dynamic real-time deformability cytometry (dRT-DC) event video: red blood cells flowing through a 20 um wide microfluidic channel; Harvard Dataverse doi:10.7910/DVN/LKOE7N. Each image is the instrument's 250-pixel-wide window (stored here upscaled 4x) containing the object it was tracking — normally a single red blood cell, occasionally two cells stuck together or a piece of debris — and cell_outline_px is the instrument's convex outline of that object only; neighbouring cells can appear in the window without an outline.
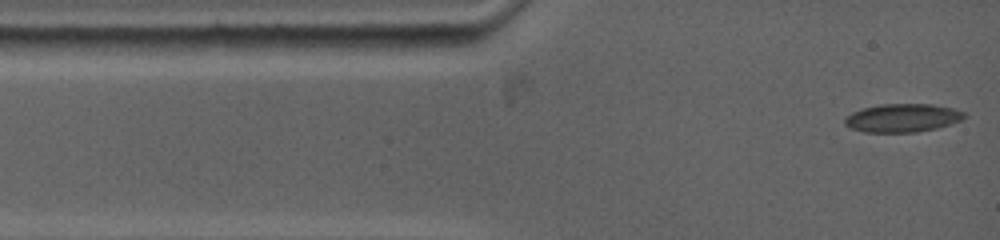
{"species": "common noctule bat (a hibernating species)", "species_latin": "Nyctalus noctula", "temperature_condition": "warm", "stored_images_in_passage": 57, "segment_of_instrument_passage": [1, 2], "camera_frame_rate_fps": 5000, "um_per_image_px": 0.085, "animal": {"sex": "female", "body_mass_g": 19.0, "forearm_length_mm": 53.3}, "frame": {"image": 1, "passage_image": 1, "time_ms": 0.0, "image_size_px": [1000, 240], "cell_outline_px": [[968, 116], [960, 120], [936, 128], [916, 132], [864, 132], [852, 128], [844, 124], [844, 116], [852, 112], [864, 108], [880, 104], [932, 104], [952, 108], [964, 112]], "centroid_in_image_um": [76.69, 10.02], "position_along_channel_um": 8.3, "area_um2": 19.65}}
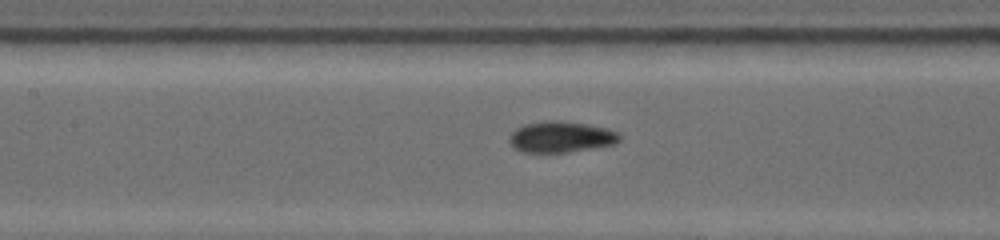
{"frame": {"image": 2, "passage_image": 17, "time_ms": 5.0, "image_size_px": [1000, 240], "cell_outline_px": [[620, 140], [616, 144], [568, 152], [524, 152], [516, 148], [508, 140], [508, 136], [516, 128], [524, 124], [548, 120], [560, 120], [588, 124], [608, 128], [620, 132]], "centroid_in_image_um": [47.72, 11.62], "position_along_channel_um": 159.7, "area_um2": 20.11}}
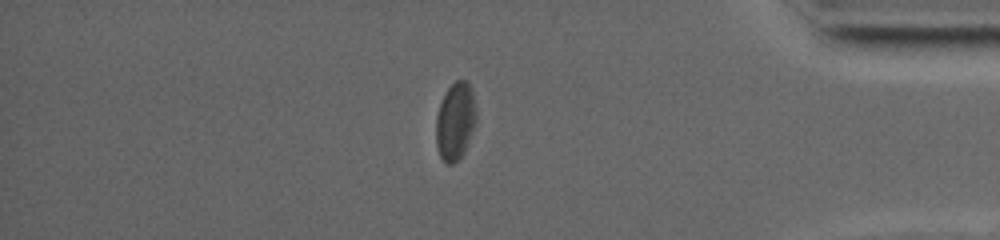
{"frame": {"image": 3, "passage_image": 41, "time_ms": 12.0, "image_size_px": [1000, 240], "cell_outline_px": [[476, 120], [464, 152], [452, 164], [448, 164], [440, 156], [436, 144], [436, 116], [440, 104], [448, 88], [456, 80], [464, 80], [472, 88], [476, 108]], "centroid_in_image_um": [38.7, 10.28], "position_along_channel_um": 396.5, "area_um2": 17.92}}